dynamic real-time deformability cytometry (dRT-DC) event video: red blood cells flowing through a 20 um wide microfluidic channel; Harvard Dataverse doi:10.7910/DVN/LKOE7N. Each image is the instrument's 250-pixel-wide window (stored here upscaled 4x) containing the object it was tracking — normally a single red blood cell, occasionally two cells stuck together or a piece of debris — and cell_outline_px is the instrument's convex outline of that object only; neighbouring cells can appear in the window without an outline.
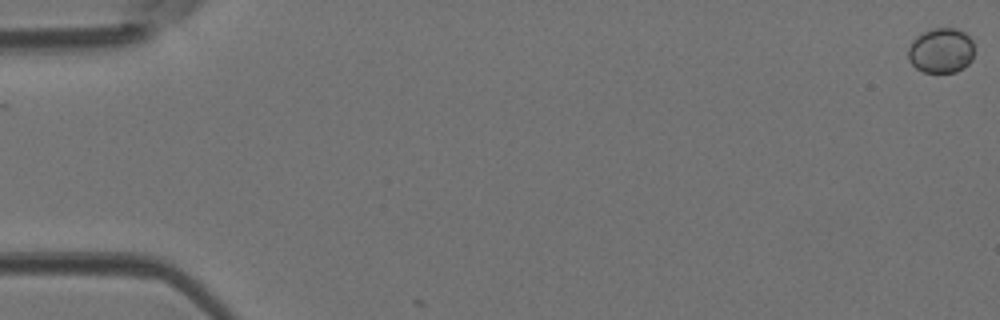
{"species": "Egyptian fruit bat (a non-hibernating species)", "species_latin": "Rousettus aegyptiacus", "temperature_condition": "room temperature", "stored_images_in_passage": 3, "camera_frame_rate_fps": 3000, "um_per_image_px": 0.085, "animal": {"sex": "female"}, "frame": {"image": 1, "passage_image": 1, "time_ms": 0.0, "image_size_px": [1000, 320], "cell_outline_px": [[972, 60], [964, 68], [956, 72], [924, 72], [916, 68], [908, 60], [908, 48], [912, 40], [916, 36], [932, 28], [956, 28], [964, 32], [972, 40]], "centroid_in_image_um": [79.97, 4.3], "position_along_channel_um": 5.0, "area_um2": 17.4}}